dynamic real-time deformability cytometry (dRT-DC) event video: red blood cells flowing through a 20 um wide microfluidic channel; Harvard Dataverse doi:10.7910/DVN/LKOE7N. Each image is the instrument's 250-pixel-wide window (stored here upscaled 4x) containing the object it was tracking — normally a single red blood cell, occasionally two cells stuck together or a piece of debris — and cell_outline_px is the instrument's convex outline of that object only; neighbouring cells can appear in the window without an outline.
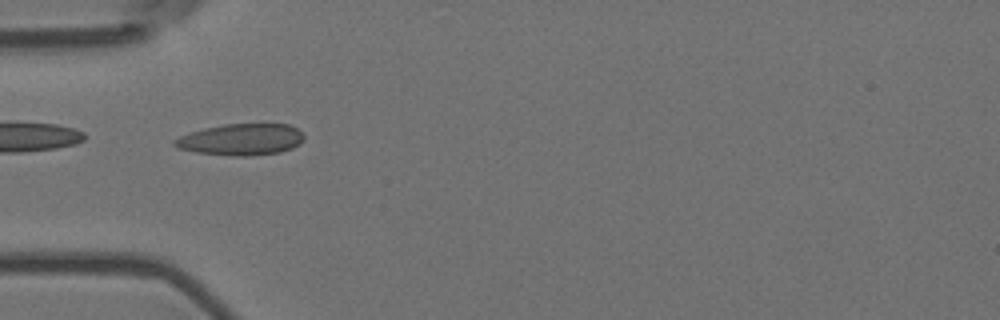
{"species": "Egyptian fruit bat (a non-hibernating species)", "species_latin": "Rousettus aegyptiacus", "temperature_condition": "room temperature", "stored_images_in_passage": 6, "camera_frame_rate_fps": 3000, "um_per_image_px": 0.085, "animal": {"sex": "female"}, "frame": {"image": 1, "passage_image": 3, "time_ms": 0.667, "image_size_px": [1000, 320], "cell_outline_px": [[304, 140], [300, 144], [292, 148], [280, 152], [248, 156], [232, 156], [196, 152], [176, 148], [172, 144], [172, 140], [180, 136], [204, 128], [224, 124], [288, 124], [296, 128], [304, 136]], "centroid_in_image_um": [20.48, 11.86], "position_along_channel_um": 64.5, "area_um2": 23.81}}
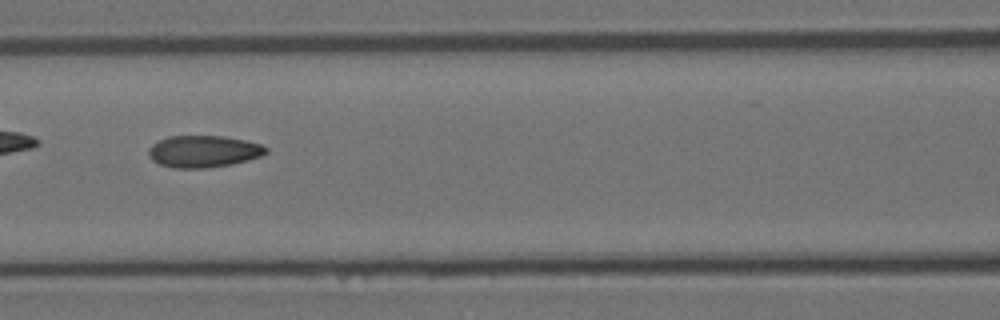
{"frame": {"image": 2, "passage_image": 5, "time_ms": 1.333, "image_size_px": [1000, 320], "cell_outline_px": [[268, 152], [260, 156], [248, 160], [232, 164], [204, 168], [172, 168], [160, 164], [152, 160], [148, 156], [148, 148], [152, 144], [168, 136], [224, 136], [244, 140], [260, 144], [268, 148]], "centroid_in_image_um": [17.28, 12.87], "position_along_channel_um": 149.3, "area_um2": 21.85}}
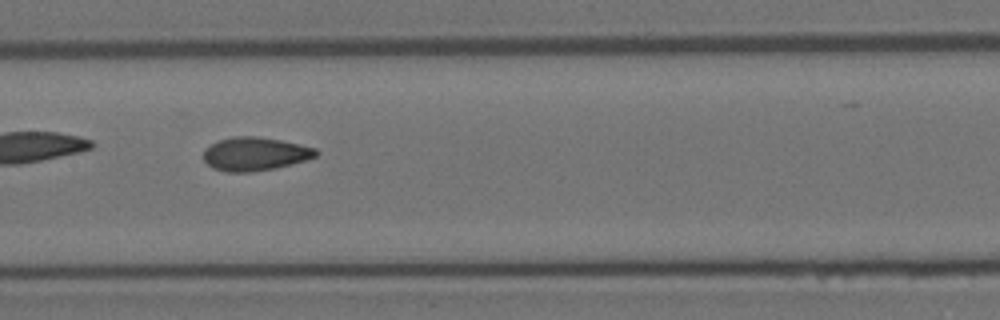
{"frame": {"image": 3, "passage_image": 6, "time_ms": 1.667, "image_size_px": [1000, 320], "cell_outline_px": [[320, 152], [316, 156], [304, 160], [276, 168], [252, 172], [224, 172], [212, 168], [204, 160], [204, 148], [220, 140], [232, 136], [256, 136], [280, 140], [316, 148]], "centroid_in_image_um": [21.65, 13.09], "position_along_channel_um": 185.7, "area_um2": 21.91}}